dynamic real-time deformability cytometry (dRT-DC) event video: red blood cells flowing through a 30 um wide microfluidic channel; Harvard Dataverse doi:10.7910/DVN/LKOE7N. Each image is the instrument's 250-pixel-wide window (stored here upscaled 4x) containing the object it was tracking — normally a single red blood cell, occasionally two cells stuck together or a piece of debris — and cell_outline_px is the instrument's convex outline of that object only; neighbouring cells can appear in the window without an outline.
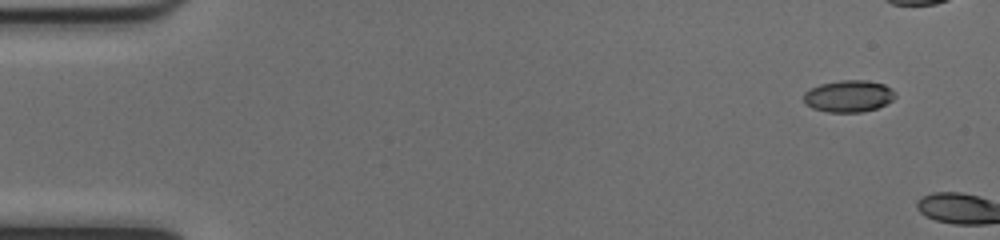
{"species": "common noctule bat (a hibernating species)", "species_latin": "Nyctalus noctula", "temperature_condition": "cold", "stored_images_in_passage": 4, "camera_frame_rate_fps": 3000, "um_per_image_px": 0.085, "animal": {"sex": "female", "body_mass_g": 17.0, "forearm_length_mm": 48.0}, "frame": {"image": 1, "passage_image": 1, "time_ms": 0.0, "image_size_px": [1000, 240], "cell_outline_px": [[896, 96], [892, 100], [876, 108], [864, 112], [828, 112], [812, 108], [804, 104], [804, 92], [820, 84], [840, 80], [868, 80], [884, 84], [892, 88], [896, 92]], "centroid_in_image_um": [72.14, 8.17], "position_along_channel_um": 12.9, "area_um2": 17.11}}